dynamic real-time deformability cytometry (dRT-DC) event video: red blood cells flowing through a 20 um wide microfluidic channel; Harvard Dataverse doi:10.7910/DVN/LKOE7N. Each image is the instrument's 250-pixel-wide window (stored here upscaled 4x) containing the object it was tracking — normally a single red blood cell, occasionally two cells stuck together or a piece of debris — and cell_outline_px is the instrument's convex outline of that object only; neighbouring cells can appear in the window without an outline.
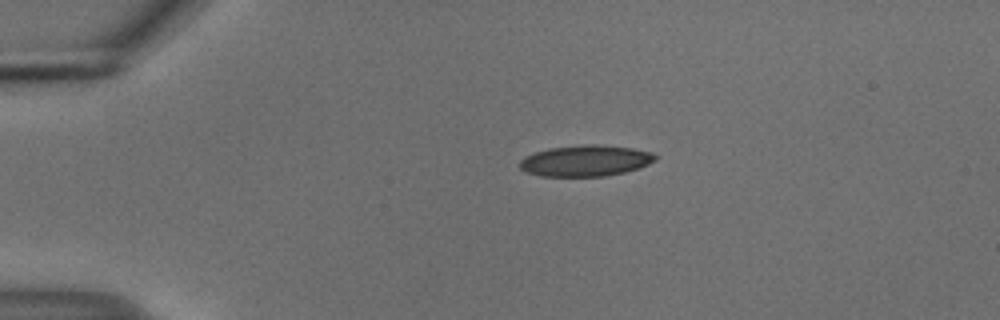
{"species": "common noctule bat (a hibernating species)", "species_latin": "Nyctalus noctula", "temperature_condition": "cold", "stored_images_in_passage": 43, "camera_frame_rate_fps": 3000, "um_per_image_px": 0.085, "animal": {"sex": "male", "body_mass_g": 18.8}, "frame": {"image": 1, "passage_image": 1, "time_ms": 0.0, "image_size_px": [1000, 320], "cell_outline_px": [[660, 156], [656, 160], [648, 164], [624, 172], [604, 176], [540, 176], [524, 172], [520, 168], [520, 160], [524, 156], [548, 148], [588, 144], [596, 144], [632, 148], [652, 152]], "centroid_in_image_um": [49.76, 13.66], "position_along_channel_um": 35.2, "area_um2": 24.62}}
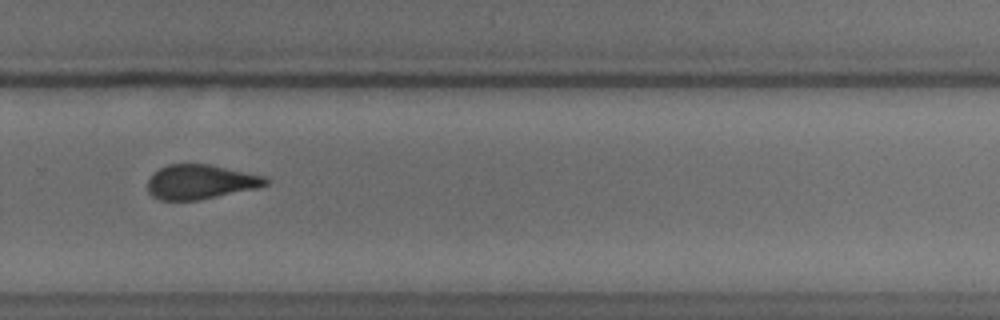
{"frame": {"image": 2, "passage_image": 27, "time_ms": 8.667, "image_size_px": [1000, 320], "cell_outline_px": [[268, 184], [260, 188], [200, 200], [160, 200], [152, 196], [148, 192], [148, 180], [152, 172], [168, 164], [208, 164], [268, 176]], "centroid_in_image_um": [17.07, 15.46], "position_along_channel_um": 312.7, "area_um2": 24.1}}
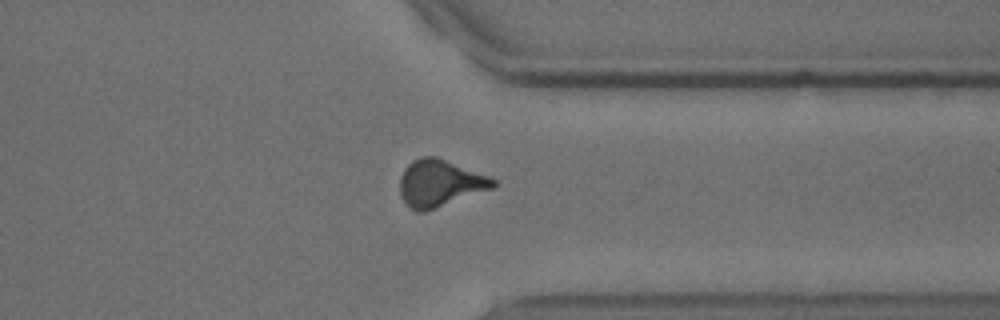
{"frame": {"image": 3, "passage_image": 32, "time_ms": 10.333, "image_size_px": [1000, 320], "cell_outline_px": [[496, 184], [492, 188], [424, 212], [416, 212], [400, 196], [400, 176], [404, 168], [412, 160], [420, 156], [436, 156], [488, 176], [496, 180]], "centroid_in_image_um": [37.34, 15.56], "position_along_channel_um": 374.1, "area_um2": 25.2}, "authors_computed_cell_mechanics": {"area_um2": 24.854, "velocity_mm_per_s": 3.7322, "shape_relaxation_time_tau1_ms": 10.3833, "shape_relaxation_time_tau2_ms": 2.2133, "deformation_change_tau1": 0.1989, "deformation_change_tau2": 0.0892}}